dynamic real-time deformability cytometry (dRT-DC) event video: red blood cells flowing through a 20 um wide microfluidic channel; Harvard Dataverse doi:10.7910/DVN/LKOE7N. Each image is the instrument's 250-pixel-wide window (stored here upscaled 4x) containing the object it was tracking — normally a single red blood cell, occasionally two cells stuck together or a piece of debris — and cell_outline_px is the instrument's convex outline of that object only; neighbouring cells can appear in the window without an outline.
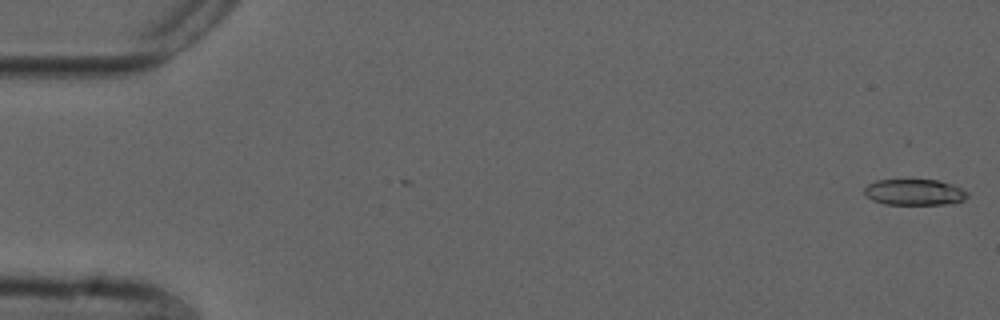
{"species": "common noctule bat (a hibernating species)", "species_latin": "Nyctalus noctula", "temperature_condition": "cold", "stored_images_in_passage": 54, "camera_frame_rate_fps": 3000, "um_per_image_px": 0.085, "animal": {"sex": "male", "forearm_length_mm": 52.5}, "frame": {"image": 1, "passage_image": 1, "time_ms": 0.0, "image_size_px": [1000, 320], "cell_outline_px": [[968, 196], [964, 200], [956, 204], [884, 204], [872, 200], [864, 196], [864, 188], [868, 184], [876, 180], [936, 180], [952, 184], [968, 192]], "centroid_in_image_um": [77.72, 16.34], "position_along_channel_um": 7.3, "area_um2": 15.78}}
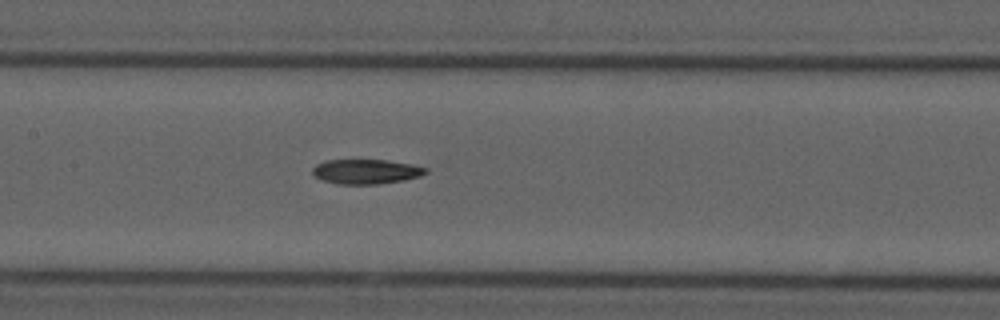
{"frame": {"image": 2, "passage_image": 26, "time_ms": 8.333, "image_size_px": [1000, 320], "cell_outline_px": [[428, 172], [420, 176], [404, 180], [376, 184], [340, 184], [324, 180], [316, 176], [312, 172], [312, 168], [316, 164], [328, 160], [388, 160], [412, 164], [428, 168]], "centroid_in_image_um": [31.15, 14.57], "position_along_channel_um": 176.2, "area_um2": 16.18}}
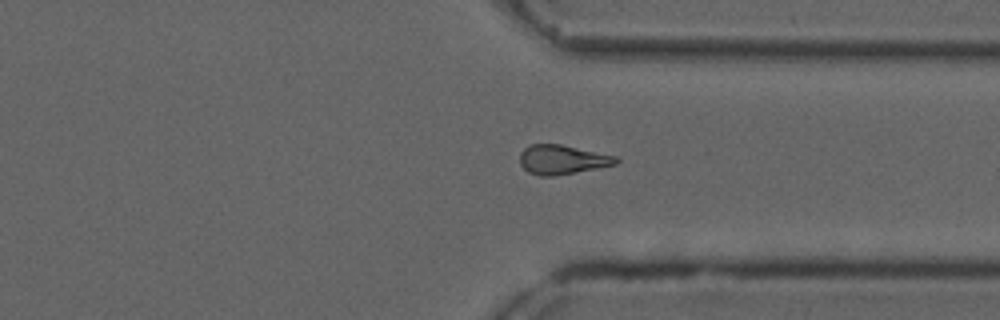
{"frame": {"image": 3, "passage_image": 41, "time_ms": 13.333, "image_size_px": [1000, 320], "cell_outline_px": [[620, 160], [616, 164], [596, 168], [552, 176], [540, 176], [528, 172], [520, 164], [520, 152], [524, 148], [532, 144], [560, 144], [616, 156]], "centroid_in_image_um": [47.76, 13.56], "position_along_channel_um": 363.6, "area_um2": 16.24}}